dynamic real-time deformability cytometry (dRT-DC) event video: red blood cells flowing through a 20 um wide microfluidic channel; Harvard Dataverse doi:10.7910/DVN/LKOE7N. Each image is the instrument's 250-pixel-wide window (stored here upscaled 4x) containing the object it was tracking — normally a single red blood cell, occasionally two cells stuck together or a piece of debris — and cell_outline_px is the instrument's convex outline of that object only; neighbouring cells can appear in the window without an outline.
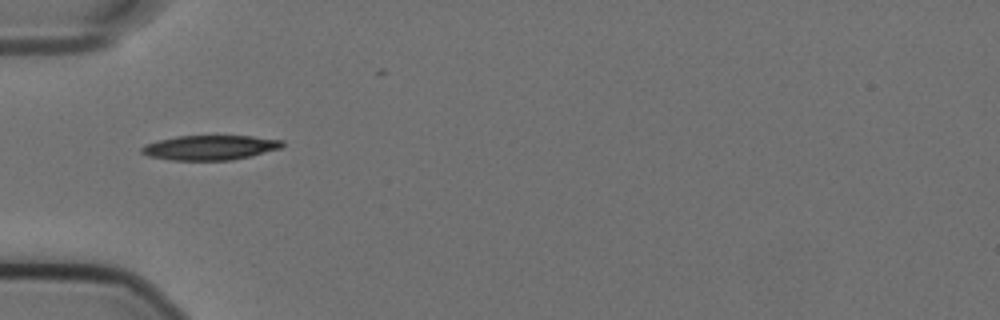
{"species": "Egyptian fruit bat (a non-hibernating species)", "species_latin": "Rousettus aegyptiacus", "temperature_condition": "cold", "stored_images_in_passage": 39, "camera_frame_rate_fps": 3000, "um_per_image_px": 0.085, "animal": {"sex": "female"}, "frame": {"image": 1, "passage_image": 1, "time_ms": 0.0, "image_size_px": [1000, 320], "cell_outline_px": [[284, 144], [280, 148], [232, 160], [172, 160], [148, 156], [140, 152], [140, 148], [144, 144], [176, 136], [252, 136], [284, 140]], "centroid_in_image_um": [17.82, 12.54], "position_along_channel_um": 67.2, "area_um2": 20.11}}
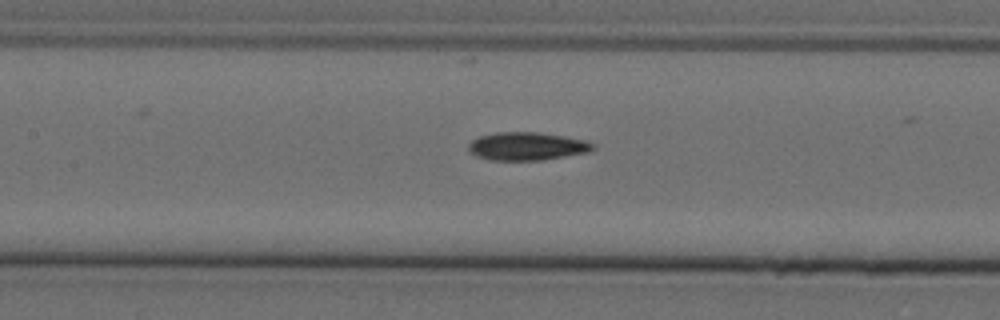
{"frame": {"image": 2, "passage_image": 9, "time_ms": 2.667, "image_size_px": [1000, 320], "cell_outline_px": [[596, 148], [588, 152], [540, 160], [488, 160], [476, 156], [468, 152], [468, 144], [472, 140], [480, 136], [496, 132], [540, 132], [588, 140], [596, 144]], "centroid_in_image_um": [44.8, 12.42], "position_along_channel_um": 162.6, "area_um2": 20.58}}
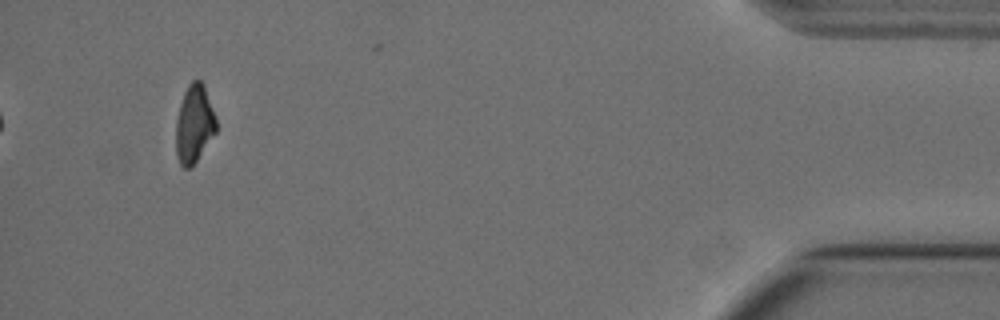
{"frame": {"image": 3, "passage_image": 36, "time_ms": 11.667, "image_size_px": [1000, 320], "cell_outline_px": [[216, 132], [196, 160], [188, 168], [184, 168], [180, 164], [176, 156], [176, 120], [180, 104], [184, 92], [188, 84], [192, 80], [200, 80], [204, 84], [216, 116]], "centroid_in_image_um": [16.5, 10.5], "position_along_channel_um": 418.7, "area_um2": 18.21}, "authors_computed_cell_mechanics": {"area_um2": 19.8832, "velocity_mm_per_s": 3.582, "shape_relaxation_time_tau1_ms": 6.5942, "shape_relaxation_time_tau2_ms": 9.4028, "deformation_change_tau1": 0.1742, "deformation_change_tau2": 0.1781}}